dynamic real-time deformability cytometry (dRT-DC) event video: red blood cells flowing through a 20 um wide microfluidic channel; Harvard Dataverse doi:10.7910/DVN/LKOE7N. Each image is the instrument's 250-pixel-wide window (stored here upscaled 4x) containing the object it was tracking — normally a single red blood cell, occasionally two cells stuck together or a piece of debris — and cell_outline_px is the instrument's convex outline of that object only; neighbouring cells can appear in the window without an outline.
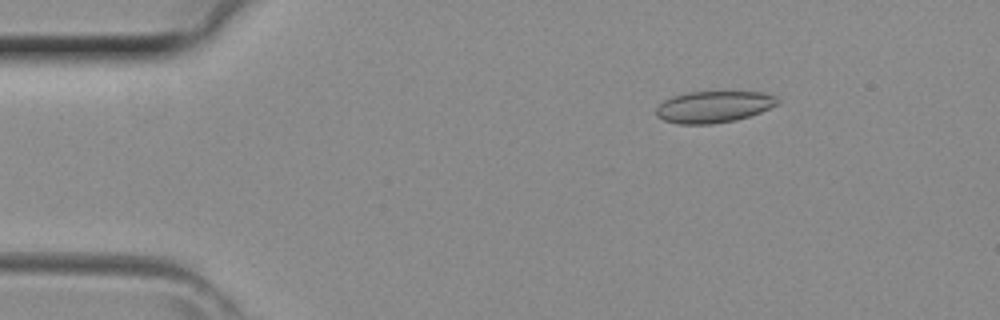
{"species": "common noctule bat (a hibernating species)", "species_latin": "Nyctalus noctula", "temperature_condition": "room temperature", "stored_images_in_passage": 37, "camera_frame_rate_fps": 3000, "um_per_image_px": 0.085, "animal": {"sex": "female", "body_mass_g": 29.2, "forearm_length_mm": 56.3}, "frame": {"image": 1, "passage_image": 1, "time_ms": 0.0, "image_size_px": [1000, 320], "cell_outline_px": [[780, 100], [776, 104], [760, 112], [736, 120], [712, 124], [676, 124], [664, 120], [656, 116], [656, 108], [664, 100], [672, 96], [688, 92], [764, 92], [776, 96]], "centroid_in_image_um": [60.64, 9.08], "position_along_channel_um": 24.4, "area_um2": 22.31}}
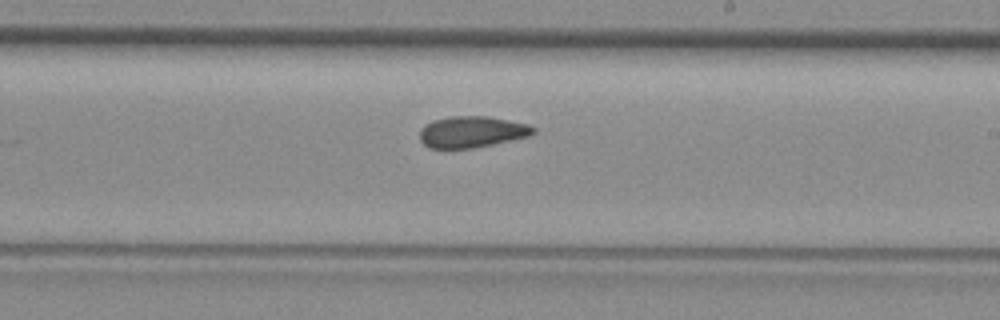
{"frame": {"image": 2, "passage_image": 19, "time_ms": 6.0, "image_size_px": [1000, 320], "cell_outline_px": [[536, 132], [528, 136], [492, 144], [472, 148], [428, 148], [420, 140], [420, 128], [432, 120], [452, 116], [488, 116], [528, 124], [536, 128]], "centroid_in_image_um": [40.09, 11.2], "position_along_channel_um": 248.9, "area_um2": 20.69}}
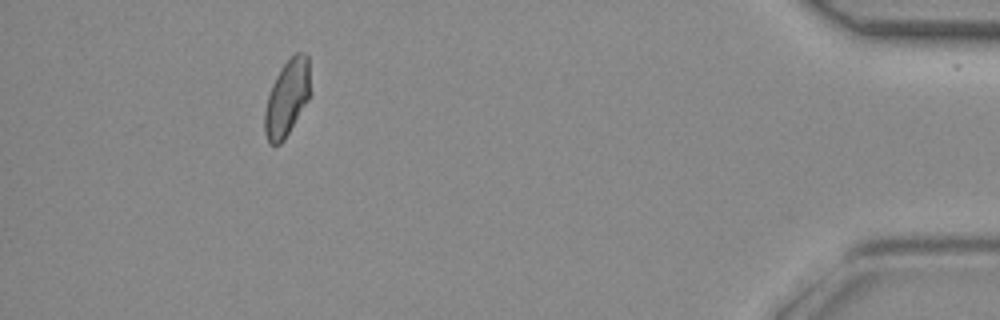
{"frame": {"image": 3, "passage_image": 33, "time_ms": 10.667, "image_size_px": [1000, 320], "cell_outline_px": [[312, 92], [308, 100], [284, 140], [280, 144], [268, 144], [264, 132], [264, 112], [268, 96], [272, 84], [276, 76], [284, 64], [296, 52], [308, 52]], "centroid_in_image_um": [24.42, 8.3], "position_along_channel_um": 410.8, "area_um2": 20.58}}